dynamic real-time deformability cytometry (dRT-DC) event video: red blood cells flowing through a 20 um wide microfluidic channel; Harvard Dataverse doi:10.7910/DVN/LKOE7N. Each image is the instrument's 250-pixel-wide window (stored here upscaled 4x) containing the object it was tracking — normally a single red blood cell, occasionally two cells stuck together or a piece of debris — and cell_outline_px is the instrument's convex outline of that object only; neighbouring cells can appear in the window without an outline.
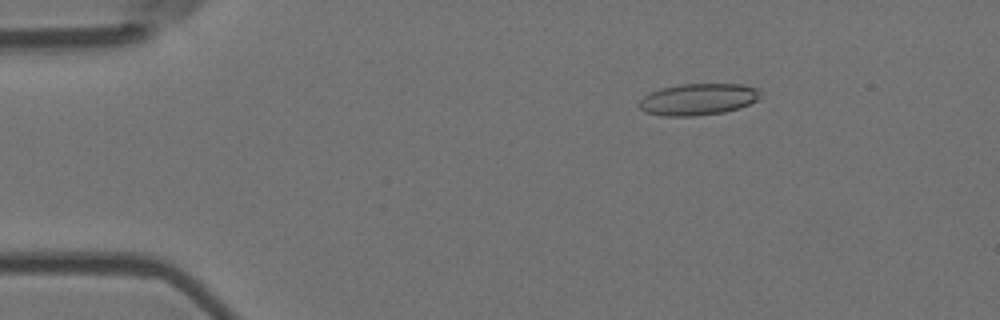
{"species": "Egyptian fruit bat (a non-hibernating species)", "species_latin": "Rousettus aegyptiacus", "temperature_condition": "room temperature", "stored_images_in_passage": 16, "camera_frame_rate_fps": 3000, "um_per_image_px": 0.085, "animal": {"sex": "female"}, "frame": {"image": 1, "passage_image": 9, "time_ms": 2.667, "image_size_px": [1000, 320], "cell_outline_px": [[764, 92], [760, 100], [740, 108], [724, 112], [696, 116], [660, 116], [644, 112], [640, 108], [640, 100], [644, 96], [660, 88], [680, 84], [744, 84], [760, 88]], "centroid_in_image_um": [59.43, 8.44], "position_along_channel_um": 25.6, "area_um2": 22.83}}